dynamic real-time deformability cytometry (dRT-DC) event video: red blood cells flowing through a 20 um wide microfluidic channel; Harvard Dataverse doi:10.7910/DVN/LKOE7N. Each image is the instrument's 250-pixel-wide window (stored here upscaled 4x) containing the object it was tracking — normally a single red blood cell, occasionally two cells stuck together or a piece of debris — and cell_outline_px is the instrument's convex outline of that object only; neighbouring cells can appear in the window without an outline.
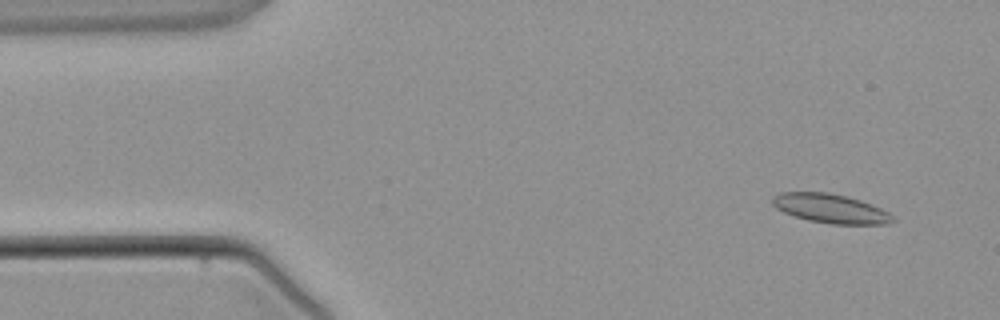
{"species": "common noctule bat (a hibernating species)", "species_latin": "Nyctalus noctula", "temperature_condition": "warm", "stored_images_in_passage": 3, "segment_of_instrument_passage": [2, 2], "camera_frame_rate_fps": 3000, "um_per_image_px": 0.085, "animal": {"sex": "male", "body_mass_g": 21.5, "forearm_length_mm": 52.0}, "frame": {"image": 1, "passage_image": 3, "time_ms": 3.0, "image_size_px": [1000, 320], "cell_outline_px": [[896, 220], [888, 224], [832, 224], [808, 220], [784, 212], [776, 208], [772, 204], [772, 196], [780, 192], [828, 192], [848, 196], [872, 204], [888, 212]], "centroid_in_image_um": [70.59, 17.71], "position_along_channel_um": 14.4, "area_um2": 20.46}}